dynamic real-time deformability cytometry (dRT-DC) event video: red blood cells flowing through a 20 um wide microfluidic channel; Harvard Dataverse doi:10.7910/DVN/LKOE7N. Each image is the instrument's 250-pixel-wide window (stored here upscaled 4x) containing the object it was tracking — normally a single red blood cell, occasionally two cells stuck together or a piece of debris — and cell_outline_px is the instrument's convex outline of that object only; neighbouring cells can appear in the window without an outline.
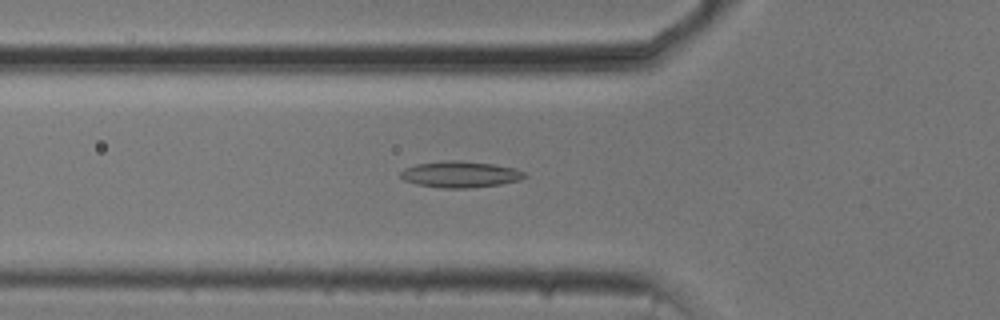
{"species": "common noctule bat (a hibernating species)", "species_latin": "Nyctalus noctula", "temperature_condition": "cold", "stored_images_in_passage": 38, "camera_frame_rate_fps": 3000, "um_per_image_px": 0.085, "animal": {"sex": "male", "body_mass_g": 20.5, "forearm_length_mm": 52.5}, "frame": {"image": 1, "passage_image": 3, "time_ms": 0.667, "image_size_px": [1000, 320], "cell_outline_px": [[528, 176], [520, 180], [500, 184], [468, 188], [444, 188], [416, 184], [404, 180], [400, 176], [400, 172], [404, 168], [416, 164], [444, 160], [460, 160], [492, 164], [516, 168], [524, 172]], "centroid_in_image_um": [39.12, 14.81], "position_along_channel_um": 86.7, "area_um2": 19.07}}
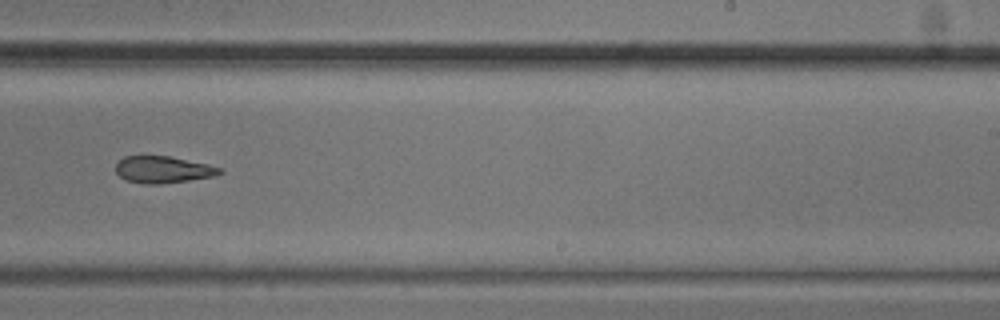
{"frame": {"image": 2, "passage_image": 18, "time_ms": 5.667, "image_size_px": [1000, 320], "cell_outline_px": [[224, 172], [212, 176], [188, 180], [160, 184], [144, 184], [124, 180], [116, 172], [116, 164], [124, 156], [168, 156], [208, 164], [224, 168]], "centroid_in_image_um": [13.85, 14.42], "position_along_channel_um": 275.1, "area_um2": 16.24}}
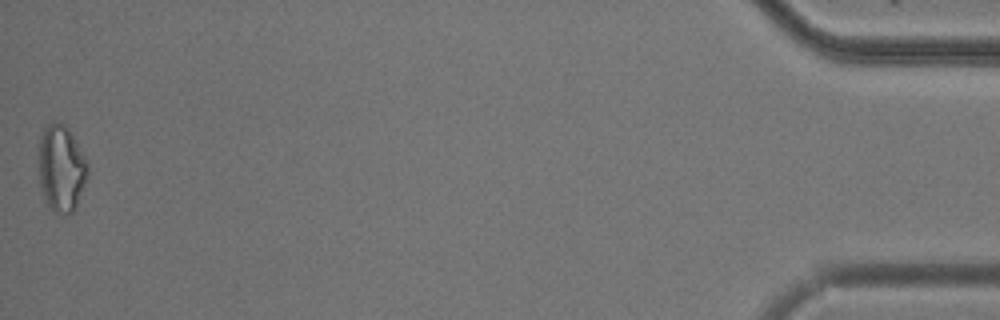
{"frame": {"image": 3, "passage_image": 38, "time_ms": 12.333, "image_size_px": [1000, 320], "cell_outline_px": [[88, 172], [76, 208], [72, 212], [52, 212], [48, 208], [40, 184], [40, 136], [44, 128], [52, 120], [56, 120], [64, 124], [68, 128], [84, 156], [88, 164]], "centroid_in_image_um": [5.21, 14.29], "position_along_channel_um": 430.0, "area_um2": 24.39}, "authors_computed_cell_mechanics": {"area_um2": 17.2533, "velocity_mm_per_s": 3.7635, "shape_relaxation_time_tau1_ms": null, "shape_relaxation_time_tau2_ms": 8.6089, "deformation_change_tau1": null, "deformation_change_tau2": 0.1965}}